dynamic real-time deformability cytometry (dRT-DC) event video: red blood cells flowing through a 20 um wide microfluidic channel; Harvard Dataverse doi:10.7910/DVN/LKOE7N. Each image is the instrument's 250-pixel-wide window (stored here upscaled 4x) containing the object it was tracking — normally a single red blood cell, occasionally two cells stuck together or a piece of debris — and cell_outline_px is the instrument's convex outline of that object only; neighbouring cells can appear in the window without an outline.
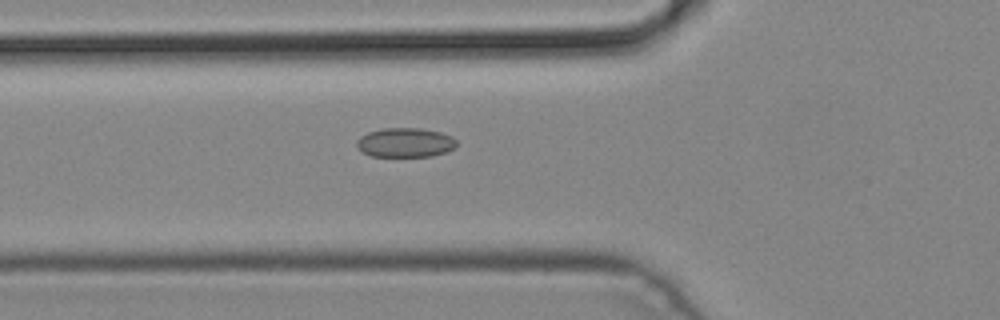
{"species": "common noctule bat (a hibernating species)", "species_latin": "Nyctalus noctula", "temperature_condition": "cold", "stored_images_in_passage": 3, "camera_frame_rate_fps": 3000, "um_per_image_px": 0.085, "animal": {"sex": "male", "body_mass_g": 19.2, "forearm_length_mm": 51.8}, "frame": {"image": 1, "passage_image": 3, "time_ms": 0.667, "image_size_px": [1000, 320], "cell_outline_px": [[456, 148], [432, 156], [372, 156], [360, 152], [356, 148], [356, 140], [360, 136], [368, 132], [380, 128], [420, 128], [440, 132], [452, 136], [456, 140]], "centroid_in_image_um": [34.4, 12.11], "position_along_channel_um": 91.4, "area_um2": 17.28}}